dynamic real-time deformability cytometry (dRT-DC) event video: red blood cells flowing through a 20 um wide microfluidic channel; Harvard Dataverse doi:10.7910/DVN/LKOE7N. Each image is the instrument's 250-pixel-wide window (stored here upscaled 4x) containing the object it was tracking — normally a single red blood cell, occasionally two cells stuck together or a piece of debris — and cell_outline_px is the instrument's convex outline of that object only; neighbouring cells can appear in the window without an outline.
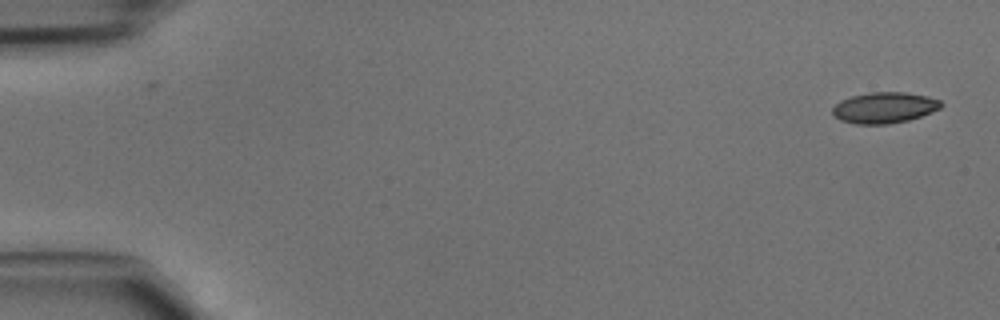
{"species": "common noctule bat (a hibernating species)", "species_latin": "Nyctalus noctula", "temperature_condition": "cold", "stored_images_in_passage": 12, "camera_frame_rate_fps": 3000, "um_per_image_px": 0.085, "animal": {"sex": "male", "body_mass_g": 15.6}, "frame": {"image": 1, "passage_image": 1, "time_ms": 0.0, "image_size_px": [1000, 320], "cell_outline_px": [[944, 104], [940, 108], [932, 112], [908, 120], [888, 124], [856, 124], [840, 120], [832, 112], [832, 108], [840, 100], [852, 96], [872, 92], [904, 92], [928, 96], [940, 100]], "centroid_in_image_um": [75.18, 9.15], "position_along_channel_um": 9.8, "area_um2": 19.54}}
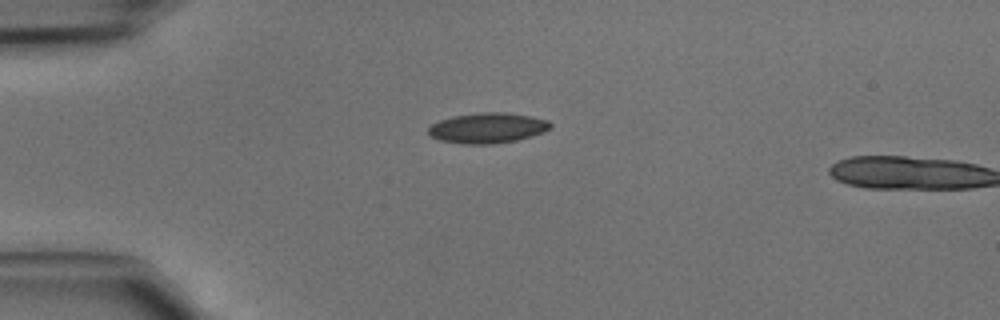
{"frame": {"image": 2, "passage_image": 11, "time_ms": 3.333, "image_size_px": [1000, 320], "cell_outline_px": [[552, 128], [544, 132], [516, 140], [492, 144], [464, 144], [440, 140], [432, 136], [428, 132], [428, 128], [432, 124], [440, 120], [452, 116], [480, 112], [504, 112], [528, 116], [548, 120], [552, 124]], "centroid_in_image_um": [41.45, 10.87], "position_along_channel_um": 43.6, "area_um2": 21.5}}